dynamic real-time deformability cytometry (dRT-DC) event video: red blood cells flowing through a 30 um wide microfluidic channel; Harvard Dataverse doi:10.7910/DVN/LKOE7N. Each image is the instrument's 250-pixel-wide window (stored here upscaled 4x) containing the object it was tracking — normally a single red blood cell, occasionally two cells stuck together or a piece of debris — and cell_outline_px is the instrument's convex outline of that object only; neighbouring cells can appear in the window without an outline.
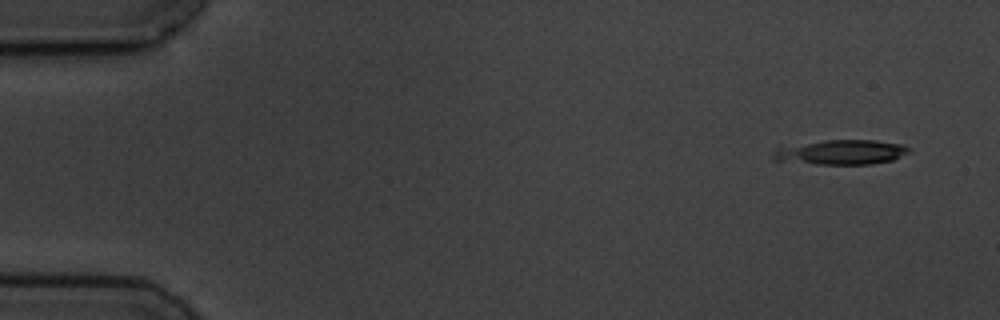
{"species": "common noctule bat (a hibernating species)", "species_latin": "Nyctalus noctula", "temperature_condition": "cold", "stored_images_in_passage": 7, "camera_frame_rate_fps": 3000, "um_per_image_px": 0.085, "animal": {"sex": "male", "body_mass_g": 19.5, "forearm_length_mm": 54.6}, "frame": {"image": 1, "passage_image": 1, "time_ms": 0.0, "image_size_px": [1000, 320], "cell_outline_px": [[912, 152], [892, 160], [872, 164], [816, 164], [772, 160], [772, 152], [776, 148], [824, 140], [876, 140], [904, 144]], "centroid_in_image_um": [71.52, 12.94], "position_along_channel_um": 13.5, "area_um2": 19.65}}
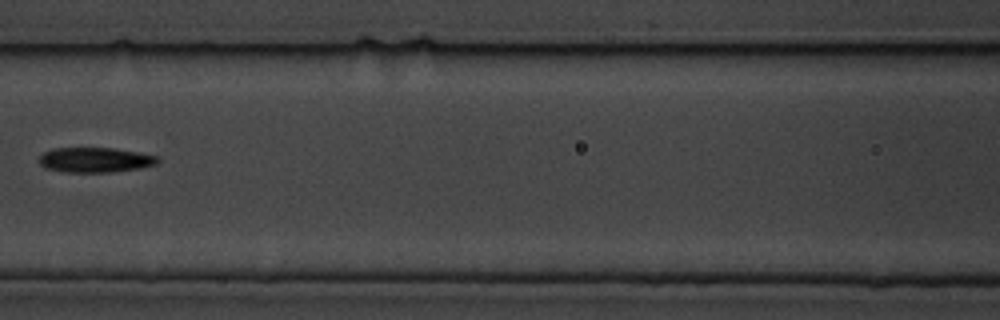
{"frame": {"image": 2, "passage_image": 7, "time_ms": 7.333, "image_size_px": [1000, 320], "cell_outline_px": [[160, 160], [156, 164], [140, 168], [112, 172], [64, 172], [44, 168], [40, 164], [40, 156], [44, 152], [52, 148], [112, 148], [160, 156]], "centroid_in_image_um": [8.09, 13.59], "position_along_channel_um": 158.5, "area_um2": 17.28}}